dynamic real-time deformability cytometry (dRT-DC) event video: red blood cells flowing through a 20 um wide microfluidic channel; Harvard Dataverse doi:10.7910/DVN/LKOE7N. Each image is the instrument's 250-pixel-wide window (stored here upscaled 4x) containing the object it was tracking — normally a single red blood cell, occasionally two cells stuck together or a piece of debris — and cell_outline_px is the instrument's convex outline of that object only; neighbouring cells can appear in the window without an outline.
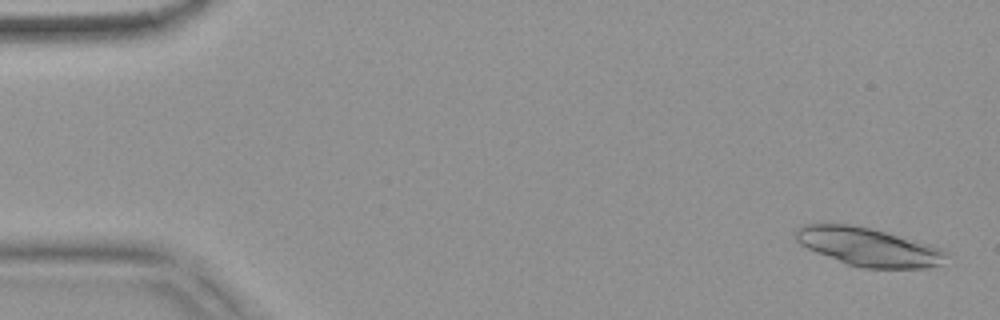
{"species": "common noctule bat (a hibernating species)", "species_latin": "Nyctalus noctula", "temperature_condition": "warm", "stored_images_in_passage": 54, "segment_of_instrument_passage": [1, 2], "camera_frame_rate_fps": 3000, "um_per_image_px": 0.085, "animal": {"sex": "female", "body_mass_g": 18.4}, "frame": {"image": 1, "passage_image": 2, "time_ms": 0.333, "image_size_px": [1000, 320], "cell_outline_px": [[948, 252], [940, 264], [928, 268], [864, 268], [848, 264], [816, 252], [800, 244], [796, 240], [796, 232], [804, 224], [848, 224], [868, 228], [884, 232], [928, 244], [940, 248]], "centroid_in_image_um": [73.81, 20.99], "position_along_channel_um": 11.2, "area_um2": 32.89}}
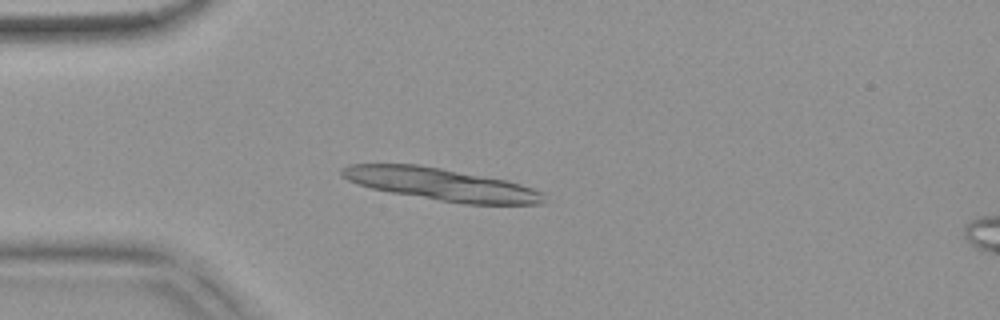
{"frame": {"image": 2, "passage_image": 14, "time_ms": 4.333, "image_size_px": [1000, 320], "cell_outline_px": [[544, 200], [540, 204], [464, 204], [388, 192], [356, 184], [348, 180], [340, 172], [340, 168], [348, 164], [416, 164], [440, 168], [504, 180], [520, 184], [544, 192]], "centroid_in_image_um": [37.46, 15.67], "position_along_channel_um": 47.5, "area_um2": 37.69}}